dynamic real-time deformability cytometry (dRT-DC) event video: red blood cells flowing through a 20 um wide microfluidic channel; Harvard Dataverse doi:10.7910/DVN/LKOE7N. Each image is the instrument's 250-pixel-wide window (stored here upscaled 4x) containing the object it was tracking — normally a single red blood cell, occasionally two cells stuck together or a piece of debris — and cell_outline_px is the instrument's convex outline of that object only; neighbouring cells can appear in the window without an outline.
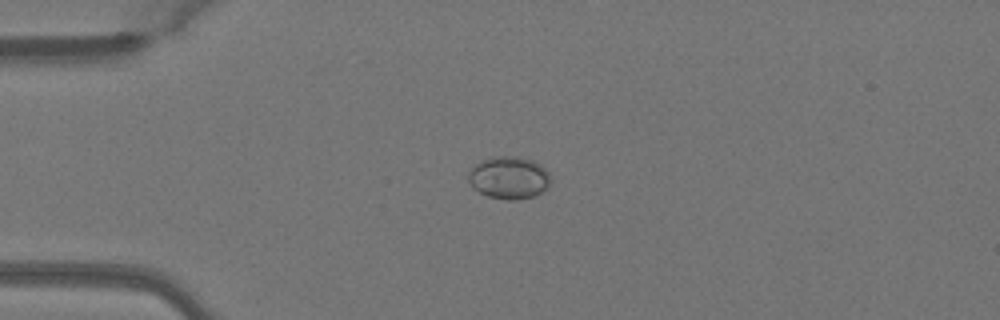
{"species": "Egyptian fruit bat (a non-hibernating species)", "species_latin": "Rousettus aegyptiacus", "temperature_condition": "warm", "stored_images_in_passage": 41, "camera_frame_rate_fps": 3000, "um_per_image_px": 0.085, "animal": {"sex": "female"}, "frame": {"image": 1, "passage_image": 4, "time_ms": 1.0, "image_size_px": [1000, 320], "cell_outline_px": [[552, 180], [540, 192], [532, 196], [516, 200], [504, 200], [488, 196], [472, 188], [468, 180], [468, 172], [480, 160], [496, 156], [516, 156], [532, 160], [540, 164], [548, 172]], "centroid_in_image_um": [43.23, 15.09], "position_along_channel_um": 41.8, "area_um2": 20.35}}
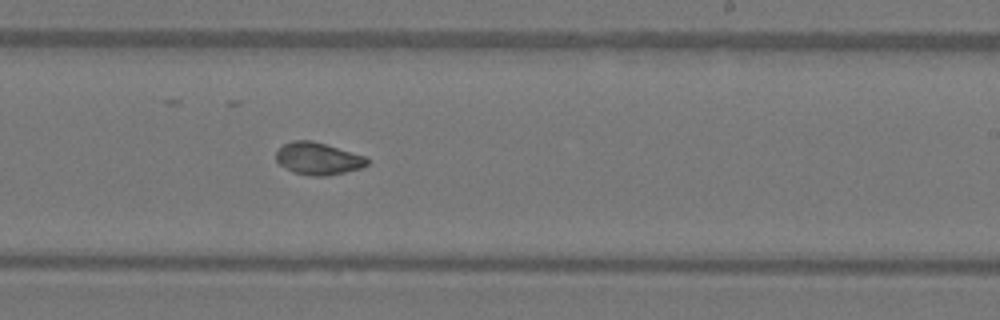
{"frame": {"image": 2, "passage_image": 22, "time_ms": 7.0, "image_size_px": [1000, 320], "cell_outline_px": [[368, 164], [360, 168], [328, 176], [312, 176], [292, 172], [280, 164], [276, 160], [276, 152], [284, 144], [292, 140], [312, 140], [368, 156]], "centroid_in_image_um": [27.05, 13.47], "position_along_channel_um": 261.9, "area_um2": 17.22}}
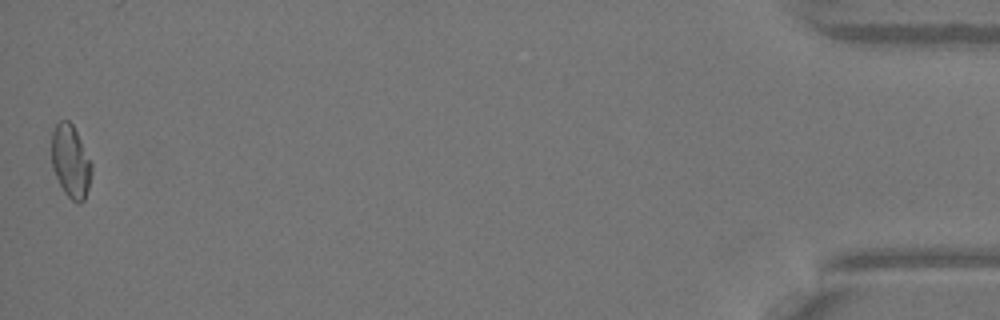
{"frame": {"image": 3, "passage_image": 41, "time_ms": 13.333, "image_size_px": [1000, 320], "cell_outline_px": [[92, 172], [88, 188], [84, 200], [80, 204], [76, 204], [64, 192], [52, 168], [52, 132], [56, 124], [60, 120], [68, 120], [72, 124], [92, 164]], "centroid_in_image_um": [6.0, 13.74], "position_along_channel_um": 429.2, "area_um2": 16.82}, "authors_computed_cell_mechanics": {"area_um2": 16.9932, "velocity_mm_per_s": 4.0973, "shape_relaxation_time_tau1_ms": null, "shape_relaxation_time_tau2_ms": 3.3392, "deformation_change_tau1": null, "deformation_change_tau2": 0.0524}}